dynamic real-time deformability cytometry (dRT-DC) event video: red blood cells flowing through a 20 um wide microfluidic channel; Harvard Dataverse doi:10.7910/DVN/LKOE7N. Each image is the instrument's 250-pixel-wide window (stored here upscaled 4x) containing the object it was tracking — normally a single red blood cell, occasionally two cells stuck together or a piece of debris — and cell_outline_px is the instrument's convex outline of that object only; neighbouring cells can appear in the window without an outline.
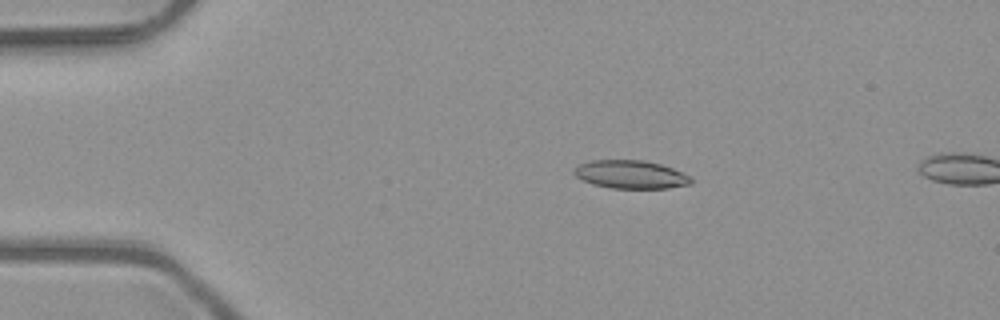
{"species": "common noctule bat (a hibernating species)", "species_latin": "Nyctalus noctula", "temperature_condition": "room temperature", "stored_images_in_passage": 4, "camera_frame_rate_fps": 3000, "um_per_image_px": 0.085, "animal": {"sex": "male", "body_mass_g": 23.1, "forearm_length_mm": 52.7}, "frame": {"image": 1, "passage_image": 3, "time_ms": 0.667, "image_size_px": [1000, 320], "cell_outline_px": [[692, 184], [668, 188], [612, 188], [592, 184], [576, 176], [572, 172], [580, 164], [592, 160], [644, 160], [660, 164], [672, 168], [688, 176], [692, 180]], "centroid_in_image_um": [53.6, 14.83], "position_along_channel_um": 31.4, "area_um2": 19.02}}